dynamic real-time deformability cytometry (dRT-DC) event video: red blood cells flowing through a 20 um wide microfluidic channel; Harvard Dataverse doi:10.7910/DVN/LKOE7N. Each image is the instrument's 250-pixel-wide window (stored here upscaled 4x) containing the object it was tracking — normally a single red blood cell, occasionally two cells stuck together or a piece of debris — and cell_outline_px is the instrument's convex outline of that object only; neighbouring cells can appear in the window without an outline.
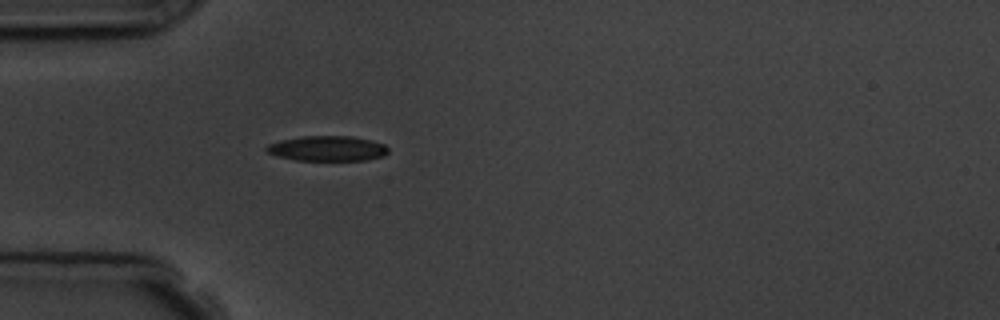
{"species": "common noctule bat (a hibernating species)", "species_latin": "Nyctalus noctula", "temperature_condition": "room temperature", "stored_images_in_passage": 1, "camera_frame_rate_fps": 3000, "um_per_image_px": 0.085, "animal": {"sex": "male", "body_mass_g": 19.5, "forearm_length_mm": 54.6}, "frame": {"image": 1, "passage_image": 1, "time_ms": 0.0, "image_size_px": [1000, 320], "cell_outline_px": [[388, 152], [384, 156], [364, 160], [296, 160], [276, 156], [268, 152], [264, 148], [268, 144], [280, 140], [304, 136], [352, 136], [372, 140], [384, 144], [388, 148]], "centroid_in_image_um": [27.83, 12.61], "position_along_channel_um": 57.2, "area_um2": 17.86}}